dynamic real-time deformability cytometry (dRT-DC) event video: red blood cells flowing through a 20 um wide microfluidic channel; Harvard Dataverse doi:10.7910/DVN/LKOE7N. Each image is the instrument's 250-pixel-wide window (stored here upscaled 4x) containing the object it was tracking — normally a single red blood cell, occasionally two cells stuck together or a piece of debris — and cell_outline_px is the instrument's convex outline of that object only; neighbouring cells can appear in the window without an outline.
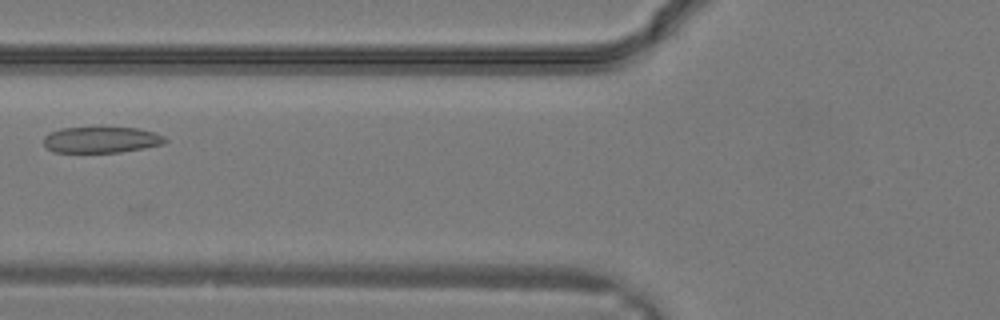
{"species": "common noctule bat (a hibernating species)", "species_latin": "Nyctalus noctula", "temperature_condition": "warm", "stored_images_in_passage": 8, "camera_frame_rate_fps": 3000, "um_per_image_px": 0.085, "animal": {"sex": "male", "body_mass_g": 19.2, "forearm_length_mm": 51.8}, "frame": {"image": 1, "passage_image": 5, "time_ms": 1.333, "image_size_px": [1000, 320], "cell_outline_px": [[168, 140], [164, 144], [144, 148], [120, 152], [56, 152], [48, 148], [44, 144], [44, 136], [48, 132], [60, 128], [96, 124], [100, 124], [136, 128], [152, 132], [164, 136]], "centroid_in_image_um": [8.59, 11.82], "position_along_channel_um": 117.2, "area_um2": 19.48}}
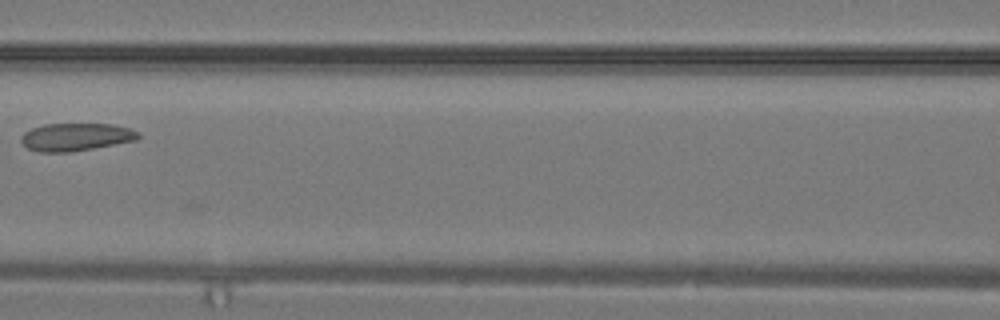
{"frame": {"image": 2, "passage_image": 7, "time_ms": 2.0, "image_size_px": [1000, 320], "cell_outline_px": [[140, 136], [136, 140], [92, 148], [68, 152], [40, 152], [28, 148], [20, 140], [20, 136], [24, 132], [32, 128], [44, 124], [112, 124], [128, 128], [140, 132]], "centroid_in_image_um": [6.43, 11.63], "position_along_channel_um": 160.2, "area_um2": 18.79}}